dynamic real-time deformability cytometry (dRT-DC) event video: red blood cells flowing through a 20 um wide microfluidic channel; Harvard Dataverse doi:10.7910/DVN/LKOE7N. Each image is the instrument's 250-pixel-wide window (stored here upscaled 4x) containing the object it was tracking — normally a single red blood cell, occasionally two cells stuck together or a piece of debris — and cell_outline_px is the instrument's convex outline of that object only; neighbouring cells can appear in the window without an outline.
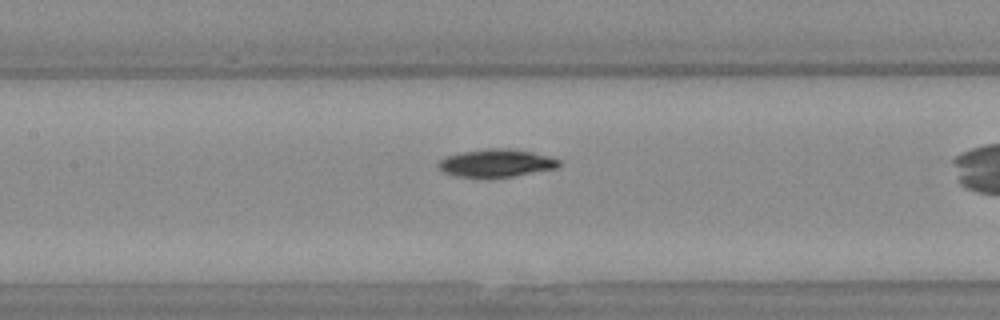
{"species": "Egyptian fruit bat (a non-hibernating species)", "species_latin": "Rousettus aegyptiacus", "temperature_condition": "warm", "stored_images_in_passage": 24, "camera_frame_rate_fps": 3000, "um_per_image_px": 0.085, "animal": {"sex": "female"}, "frame": {"image": 1, "passage_image": 8, "time_ms": 2.333, "image_size_px": [1000, 320], "cell_outline_px": [[560, 164], [556, 168], [512, 176], [456, 176], [444, 172], [436, 164], [440, 160], [448, 156], [464, 152], [488, 148], [508, 148], [532, 152], [548, 156], [560, 160]], "centroid_in_image_um": [42.2, 13.84], "position_along_channel_um": 165.2, "area_um2": 18.96}}
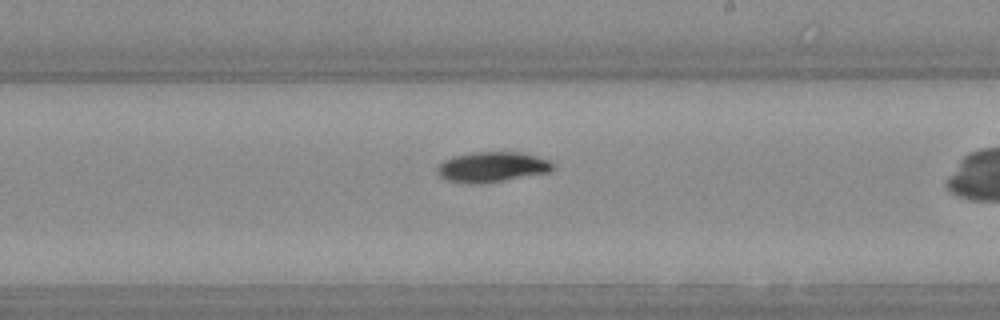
{"frame": {"image": 2, "passage_image": 14, "time_ms": 4.333, "image_size_px": [1000, 320], "cell_outline_px": [[556, 164], [548, 172], [504, 180], [448, 180], [440, 176], [436, 172], [436, 168], [444, 160], [452, 156], [472, 152], [524, 152], [548, 160]], "centroid_in_image_um": [41.87, 14.12], "position_along_channel_um": 247.1, "area_um2": 19.42}}